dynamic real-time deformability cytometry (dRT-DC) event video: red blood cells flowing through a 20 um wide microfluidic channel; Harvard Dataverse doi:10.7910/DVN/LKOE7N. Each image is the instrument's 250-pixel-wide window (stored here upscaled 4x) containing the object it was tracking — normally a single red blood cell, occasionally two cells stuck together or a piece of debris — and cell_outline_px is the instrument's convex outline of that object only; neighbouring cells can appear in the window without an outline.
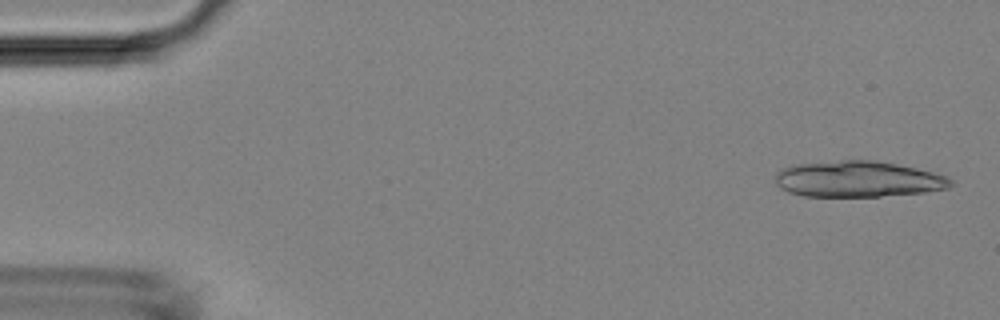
{"species": "Egyptian fruit bat (a non-hibernating species)", "species_latin": "Rousettus aegyptiacus", "temperature_condition": "room temperature", "stored_images_in_passage": 8, "segment_of_instrument_passage": [1, 2], "camera_frame_rate_fps": 3000, "um_per_image_px": 0.085, "animal": {"sex": "female"}, "frame": {"image": 1, "passage_image": 1, "time_ms": 0.0, "image_size_px": [1000, 320], "cell_outline_px": [[952, 184], [948, 188], [924, 192], [880, 196], [804, 196], [788, 192], [780, 188], [776, 184], [776, 172], [780, 168], [792, 164], [840, 160], [876, 160], [916, 168], [948, 176], [952, 180]], "centroid_in_image_um": [72.89, 15.21], "position_along_channel_um": 12.1, "area_um2": 36.99}}